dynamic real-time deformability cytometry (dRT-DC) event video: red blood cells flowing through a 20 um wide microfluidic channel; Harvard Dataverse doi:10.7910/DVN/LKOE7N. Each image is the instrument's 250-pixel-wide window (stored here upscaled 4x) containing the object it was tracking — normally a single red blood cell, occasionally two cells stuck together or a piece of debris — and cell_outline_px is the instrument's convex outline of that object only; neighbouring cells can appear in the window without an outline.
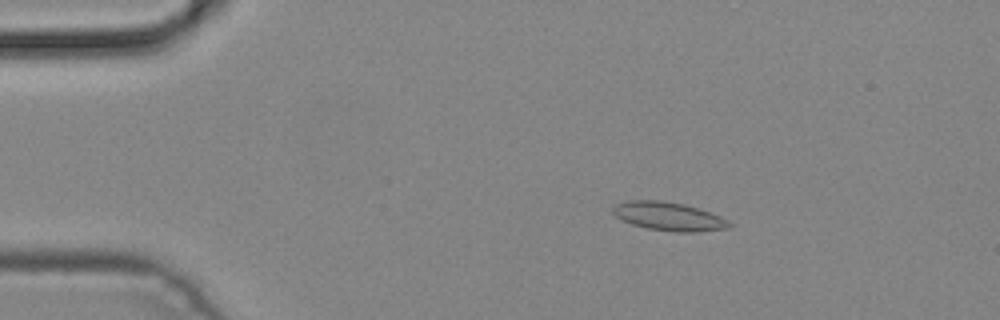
{"species": "common noctule bat (a hibernating species)", "species_latin": "Nyctalus noctula", "temperature_condition": "cold", "stored_images_in_passage": 4, "camera_frame_rate_fps": 3000, "um_per_image_px": 0.085, "animal": {"sex": "male", "body_mass_g": 19.2, "forearm_length_mm": 51.8}, "frame": {"image": 1, "passage_image": 3, "time_ms": 0.667, "image_size_px": [1000, 320], "cell_outline_px": [[732, 224], [728, 228], [696, 232], [672, 232], [648, 228], [632, 224], [620, 220], [612, 212], [612, 208], [616, 204], [628, 200], [660, 200], [684, 204], [720, 216], [728, 220]], "centroid_in_image_um": [56.81, 18.39], "position_along_channel_um": 28.2, "area_um2": 19.31}}